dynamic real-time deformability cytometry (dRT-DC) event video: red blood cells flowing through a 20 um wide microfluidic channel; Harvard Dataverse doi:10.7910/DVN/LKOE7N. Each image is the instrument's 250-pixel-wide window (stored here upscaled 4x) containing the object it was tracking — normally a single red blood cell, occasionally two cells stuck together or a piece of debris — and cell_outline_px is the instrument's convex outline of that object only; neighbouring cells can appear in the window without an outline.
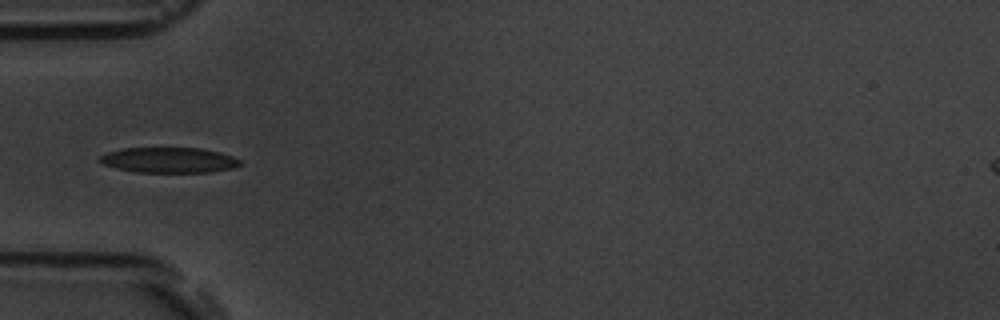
{"species": "common noctule bat (a hibernating species)", "species_latin": "Nyctalus noctula", "temperature_condition": "room temperature", "stored_images_in_passage": 10, "camera_frame_rate_fps": 3000, "um_per_image_px": 0.085, "animal": {"sex": "male", "body_mass_g": 19.5, "forearm_length_mm": 54.6}, "frame": {"image": 1, "passage_image": 4, "time_ms": 3.333, "image_size_px": [1000, 320], "cell_outline_px": [[244, 164], [232, 168], [212, 172], [136, 172], [116, 168], [104, 164], [96, 160], [100, 156], [108, 152], [124, 148], [200, 148], [220, 152], [232, 156], [240, 160]], "centroid_in_image_um": [14.38, 13.61], "position_along_channel_um": 70.6, "area_um2": 20.81}}
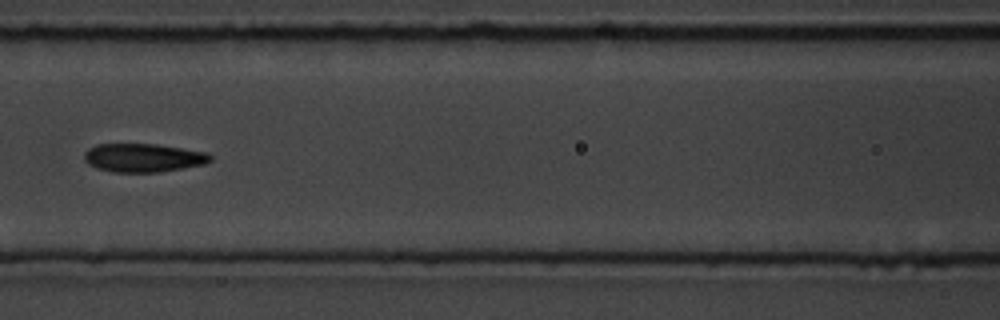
{"frame": {"image": 2, "passage_image": 6, "time_ms": 5.667, "image_size_px": [1000, 320], "cell_outline_px": [[212, 160], [204, 164], [160, 172], [112, 172], [96, 168], [88, 164], [84, 160], [84, 152], [88, 148], [96, 144], [156, 144], [208, 152], [212, 156]], "centroid_in_image_um": [12.16, 13.41], "position_along_channel_um": 154.4, "area_um2": 21.1}}
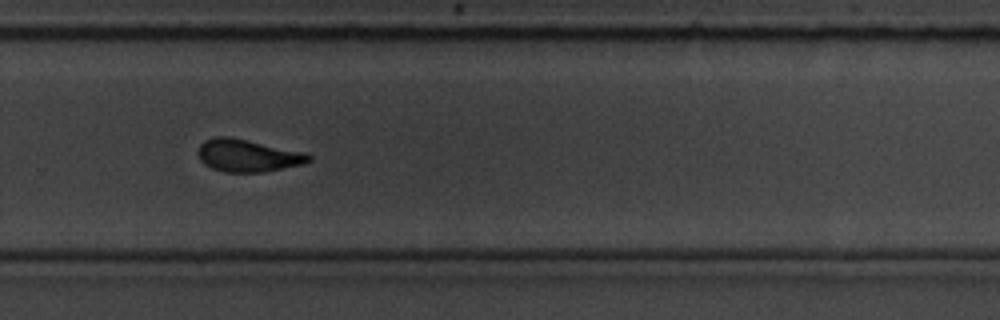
{"frame": {"image": 3, "passage_image": 10, "time_ms": 10.0, "image_size_px": [1000, 320], "cell_outline_px": [[312, 160], [304, 164], [264, 172], [224, 172], [212, 168], [204, 164], [200, 160], [196, 152], [200, 144], [204, 140], [216, 136], [228, 136], [304, 152], [312, 156]], "centroid_in_image_um": [21.03, 13.22], "position_along_channel_um": 308.8, "area_um2": 21.04}}